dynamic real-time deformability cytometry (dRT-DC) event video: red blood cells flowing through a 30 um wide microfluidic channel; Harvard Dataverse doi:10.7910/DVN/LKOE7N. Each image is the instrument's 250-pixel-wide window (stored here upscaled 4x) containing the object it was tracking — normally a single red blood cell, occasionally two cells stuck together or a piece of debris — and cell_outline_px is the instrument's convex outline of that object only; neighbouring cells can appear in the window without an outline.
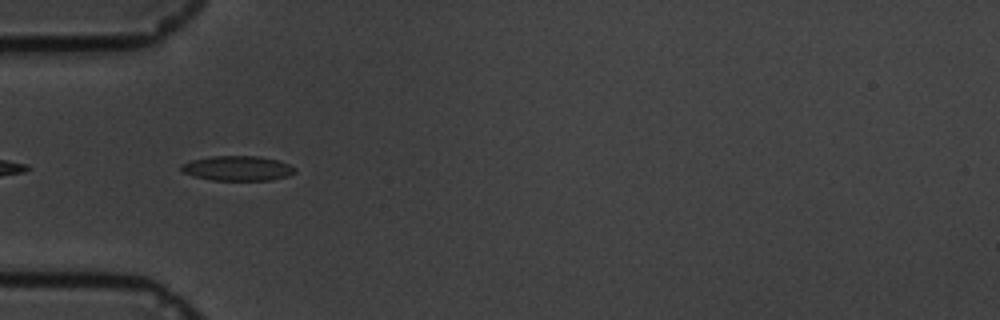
{"species": "common noctule bat (a hibernating species)", "species_latin": "Nyctalus noctula", "temperature_condition": "cold", "stored_images_in_passage": 24, "camera_frame_rate_fps": 3000, "um_per_image_px": 0.085, "animal": {"sex": "male", "body_mass_g": 19.5, "forearm_length_mm": 54.6}, "frame": {"image": 1, "passage_image": 3, "time_ms": 0.667, "image_size_px": [1000, 320], "cell_outline_px": [[296, 172], [288, 176], [272, 180], [212, 180], [196, 176], [184, 172], [180, 168], [180, 164], [192, 160], [212, 156], [260, 156], [280, 160], [296, 168]], "centroid_in_image_um": [20.24, 14.3], "position_along_channel_um": 64.8, "area_um2": 16.47}}
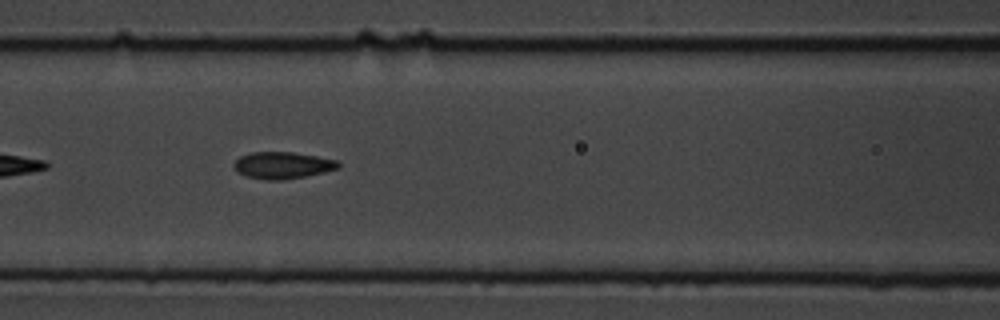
{"frame": {"image": 2, "passage_image": 10, "time_ms": 3.0, "image_size_px": [1000, 320], "cell_outline_px": [[340, 168], [324, 172], [304, 176], [280, 180], [268, 180], [248, 176], [236, 172], [232, 164], [240, 156], [252, 152], [292, 152], [316, 156], [336, 160], [340, 164]], "centroid_in_image_um": [24.0, 14.04], "position_along_channel_um": 142.6, "area_um2": 16.18}}
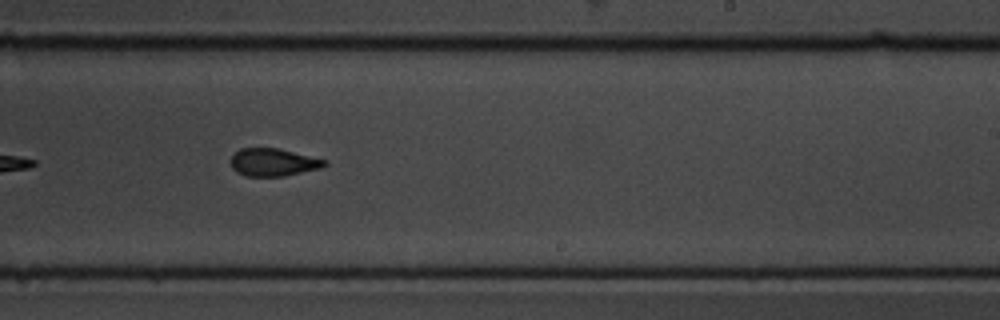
{"frame": {"image": 3, "passage_image": 21, "time_ms": 6.667, "image_size_px": [1000, 320], "cell_outline_px": [[328, 164], [324, 168], [284, 176], [244, 176], [236, 172], [232, 168], [232, 156], [240, 148], [276, 148], [328, 160]], "centroid_in_image_um": [23.27, 13.8], "position_along_channel_um": 265.7, "area_um2": 15.2}}